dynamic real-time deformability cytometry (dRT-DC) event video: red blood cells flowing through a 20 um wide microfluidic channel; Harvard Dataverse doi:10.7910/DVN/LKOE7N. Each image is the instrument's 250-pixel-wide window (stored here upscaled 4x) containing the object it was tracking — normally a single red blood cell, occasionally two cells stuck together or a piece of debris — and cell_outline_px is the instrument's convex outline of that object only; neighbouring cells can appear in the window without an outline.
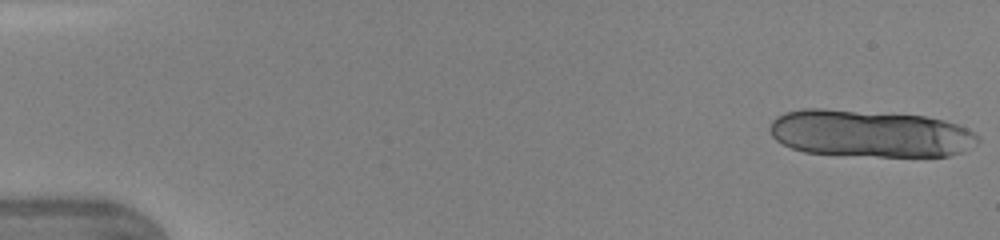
{"species": "human", "species_latin": "Homo sapiens", "temperature_condition": "warm", "stored_images_in_passage": 14, "camera_frame_rate_fps": 3000, "um_per_image_px": 0.085, "donor": {"sex": "female"}, "frame": {"image": 1, "passage_image": 1, "time_ms": 0.0, "image_size_px": [1000, 240], "cell_outline_px": [[980, 140], [976, 144], [964, 152], [948, 156], [876, 156], [804, 152], [792, 148], [776, 140], [772, 136], [768, 128], [772, 120], [776, 116], [784, 112], [804, 108], [820, 108], [924, 116], [944, 120], [968, 128], [980, 136]], "centroid_in_image_um": [73.95, 11.35], "position_along_channel_um": 11.1, "area_um2": 57.34}}